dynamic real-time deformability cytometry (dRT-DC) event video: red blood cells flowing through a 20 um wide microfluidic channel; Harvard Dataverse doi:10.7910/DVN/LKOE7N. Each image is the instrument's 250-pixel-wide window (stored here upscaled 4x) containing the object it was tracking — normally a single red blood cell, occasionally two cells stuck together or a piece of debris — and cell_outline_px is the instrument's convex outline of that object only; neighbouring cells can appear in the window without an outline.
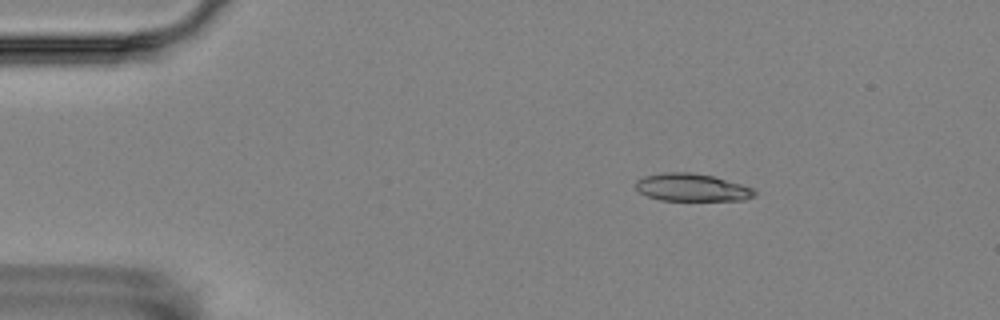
{"species": "Egyptian fruit bat (a non-hibernating species)", "species_latin": "Rousettus aegyptiacus", "temperature_condition": "room temperature", "stored_images_in_passage": 15, "camera_frame_rate_fps": 3000, "um_per_image_px": 0.085, "animal": {"sex": "female"}, "frame": {"image": 1, "passage_image": 2, "time_ms": 2.0, "image_size_px": [1000, 320], "cell_outline_px": [[756, 196], [744, 200], [660, 200], [648, 196], [640, 192], [636, 188], [636, 180], [644, 176], [664, 172], [692, 172], [712, 176], [740, 184], [752, 188], [756, 192]], "centroid_in_image_um": [58.8, 15.93], "position_along_channel_um": 26.2, "area_um2": 19.02}}
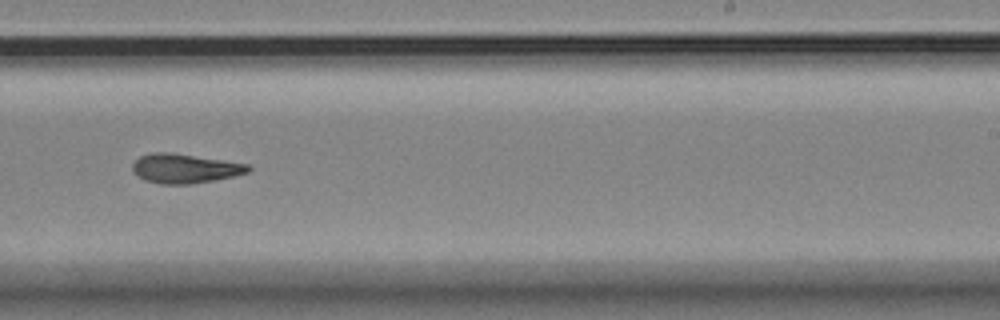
{"frame": {"image": 2, "passage_image": 9, "time_ms": 10.667, "image_size_px": [1000, 320], "cell_outline_px": [[252, 168], [248, 172], [232, 176], [192, 184], [160, 184], [144, 180], [136, 176], [132, 172], [132, 164], [140, 156], [152, 152], [168, 152], [248, 164]], "centroid_in_image_um": [15.64, 14.33], "position_along_channel_um": 273.4, "area_um2": 19.65}}
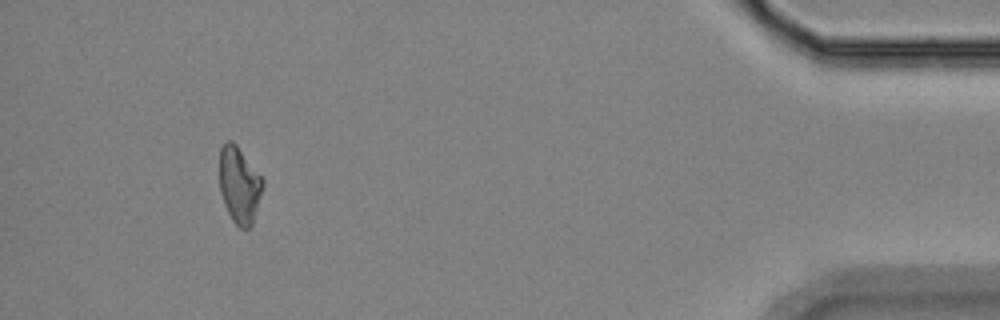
{"frame": {"image": 3, "passage_image": 14, "time_ms": 16.333, "image_size_px": [1000, 320], "cell_outline_px": [[264, 184], [252, 224], [248, 228], [240, 228], [232, 220], [224, 204], [220, 192], [220, 148], [228, 140], [232, 140], [236, 144], [264, 180]], "centroid_in_image_um": [20.34, 15.72], "position_along_channel_um": 414.9, "area_um2": 19.07}, "authors_computed_cell_mechanics": {"area_um2": 19.7098, "velocity_mm_per_s": 3.5878, "shape_relaxation_time_tau1_ms": 4.4004, "shape_relaxation_time_tau2_ms": 3.8535, "deformation_change_tau1": 0.1296, "deformation_change_tau2": 0.1059}}